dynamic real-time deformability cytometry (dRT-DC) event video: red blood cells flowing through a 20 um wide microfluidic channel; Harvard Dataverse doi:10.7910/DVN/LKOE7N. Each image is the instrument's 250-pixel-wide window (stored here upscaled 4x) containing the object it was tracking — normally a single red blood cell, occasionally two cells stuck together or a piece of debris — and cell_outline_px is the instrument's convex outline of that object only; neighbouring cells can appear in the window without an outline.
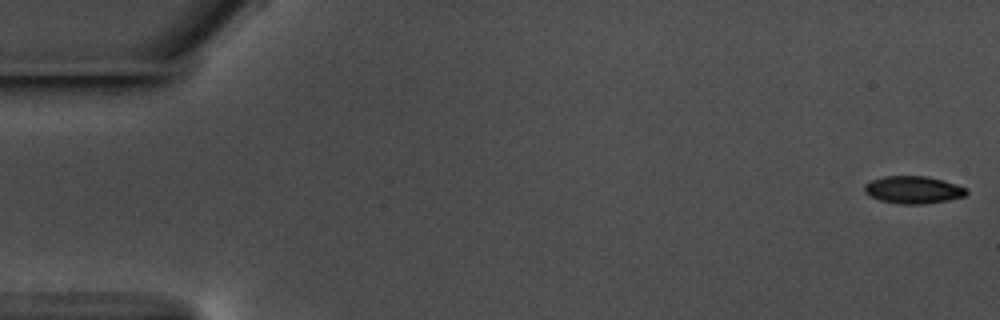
{"species": "common noctule bat (a hibernating species)", "species_latin": "Nyctalus noctula", "temperature_condition": "warm", "stored_images_in_passage": 58, "camera_frame_rate_fps": 3000, "um_per_image_px": 0.085, "animal": {"sex": "male", "body_mass_g": 17.5, "forearm_length_mm": 52.3}, "frame": {"image": 1, "passage_image": 1, "time_ms": 0.0, "image_size_px": [1000, 320], "cell_outline_px": [[968, 192], [964, 196], [948, 200], [920, 204], [904, 204], [880, 200], [868, 196], [864, 192], [864, 184], [872, 180], [884, 176], [928, 176], [944, 180], [968, 188]], "centroid_in_image_um": [77.62, 16.12], "position_along_channel_um": 7.4, "area_um2": 16.36}}
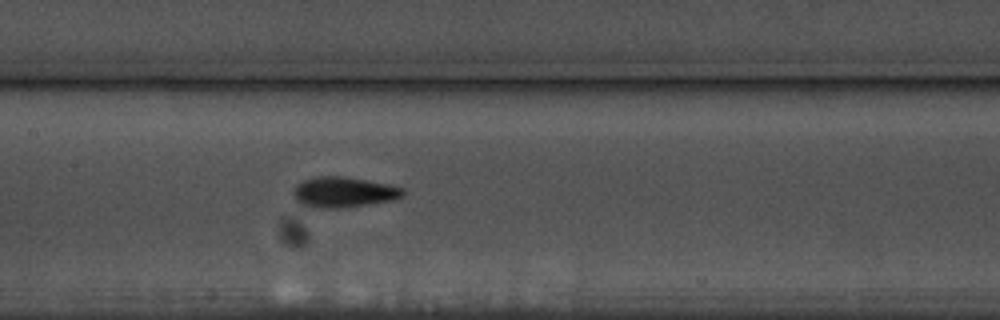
{"frame": {"image": 2, "passage_image": 28, "time_ms": 9.0, "image_size_px": [1000, 320], "cell_outline_px": [[404, 196], [392, 200], [344, 208], [320, 208], [300, 204], [292, 196], [292, 192], [296, 184], [312, 176], [344, 176], [368, 180], [388, 184], [404, 188]], "centroid_in_image_um": [29.18, 16.32], "position_along_channel_um": 178.2, "area_um2": 19.71}}
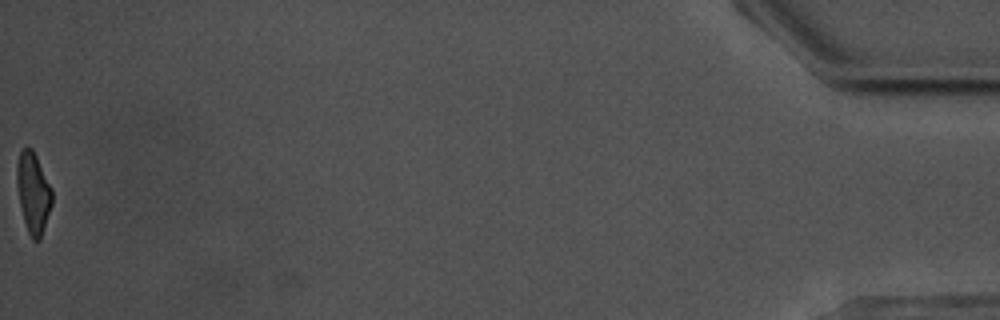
{"frame": {"image": 3, "passage_image": 58, "time_ms": 19.0, "image_size_px": [1000, 320], "cell_outline_px": [[52, 204], [40, 240], [32, 240], [28, 232], [24, 220], [20, 204], [16, 184], [16, 164], [20, 152], [24, 148], [32, 148], [52, 188]], "centroid_in_image_um": [2.82, 16.38], "position_along_channel_um": 432.4, "area_um2": 16.47}, "authors_computed_cell_mechanics": {"area_um2": 17.7735, "velocity_mm_per_s": 3.5719, "shape_relaxation_time_tau1_ms": 3.2465, "shape_relaxation_time_tau2_ms": 4.2638, "deformation_change_tau1": 0.1453, "deformation_change_tau2": 0.116}}